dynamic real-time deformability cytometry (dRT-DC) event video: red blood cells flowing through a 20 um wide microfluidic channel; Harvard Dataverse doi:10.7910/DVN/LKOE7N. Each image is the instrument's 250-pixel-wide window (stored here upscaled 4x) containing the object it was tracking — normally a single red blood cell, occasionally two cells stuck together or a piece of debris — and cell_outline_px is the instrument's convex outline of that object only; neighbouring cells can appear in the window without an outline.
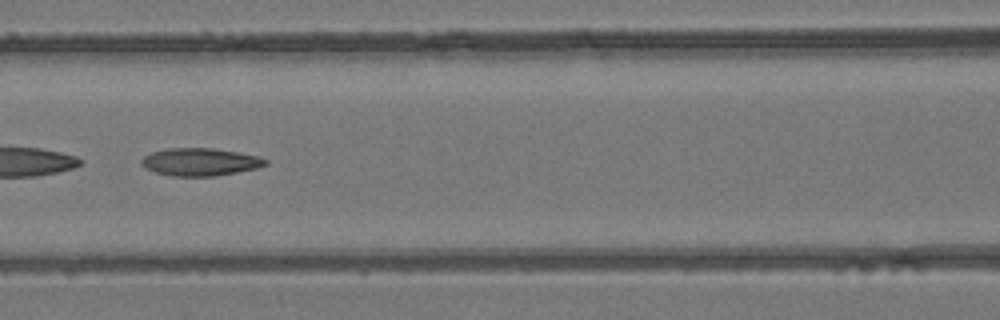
{"species": "common noctule bat (a hibernating species)", "species_latin": "Nyctalus noctula", "temperature_condition": "room temperature", "stored_images_in_passage": 49, "camera_frame_rate_fps": 3000, "um_per_image_px": 0.085, "animal": {"sex": "female", "body_mass_g": 24.6, "forearm_length_mm": 56.2}, "frame": {"image": 1, "passage_image": 22, "time_ms": 7.0, "image_size_px": [1000, 320], "cell_outline_px": [[268, 164], [256, 168], [236, 172], [212, 176], [172, 176], [156, 172], [140, 164], [140, 160], [144, 156], [152, 152], [168, 148], [212, 148], [260, 156], [268, 160]], "centroid_in_image_um": [17.02, 13.76], "position_along_channel_um": 149.6, "area_um2": 19.83}}
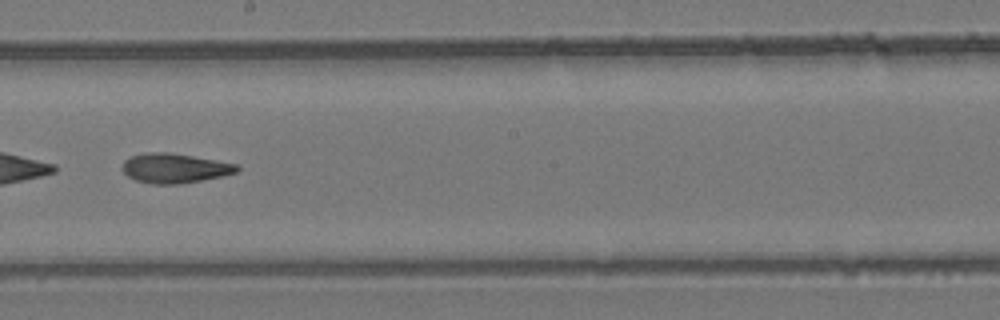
{"frame": {"image": 2, "passage_image": 28, "time_ms": 9.0, "image_size_px": [1000, 320], "cell_outline_px": [[240, 168], [236, 172], [220, 176], [180, 184], [152, 184], [136, 180], [128, 176], [120, 168], [124, 160], [132, 156], [144, 152], [168, 152], [216, 160], [236, 164]], "centroid_in_image_um": [14.79, 14.29], "position_along_channel_um": 233.4, "area_um2": 19.65}, "authors_computed_cell_mechanics": {"area_um2": 21.6172, "velocity_mm_per_s": 4.1993, "shape_relaxation_time_tau1_ms": null, "shape_relaxation_time_tau2_ms": 3.1416, "deformation_change_tau1": null, "deformation_change_tau2": 0.1147}}